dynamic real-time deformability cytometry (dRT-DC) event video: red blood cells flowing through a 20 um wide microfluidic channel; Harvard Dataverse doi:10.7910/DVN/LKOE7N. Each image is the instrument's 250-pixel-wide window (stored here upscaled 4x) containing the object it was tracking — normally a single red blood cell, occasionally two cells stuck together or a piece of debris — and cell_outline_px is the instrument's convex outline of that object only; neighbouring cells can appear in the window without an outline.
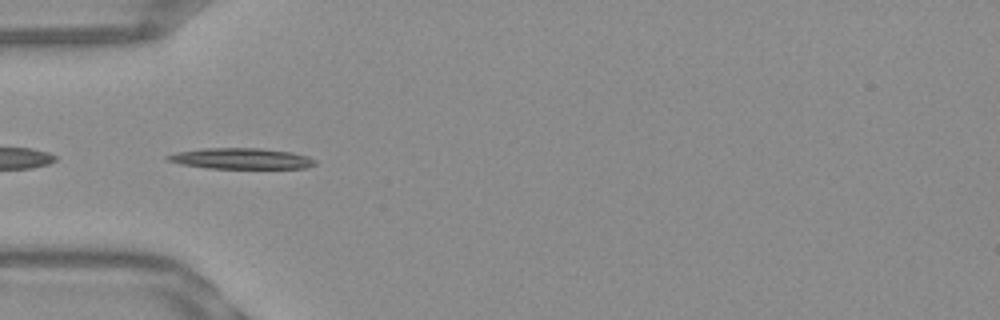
{"species": "Egyptian fruit bat (a non-hibernating species)", "species_latin": "Rousettus aegyptiacus", "temperature_condition": "warm", "stored_images_in_passage": 38, "camera_frame_rate_fps": 3000, "um_per_image_px": 0.085, "frame": {"image": 1, "passage_image": 2, "time_ms": 0.333, "image_size_px": [1000, 320], "cell_outline_px": [[316, 164], [304, 168], [208, 168], [180, 164], [164, 160], [164, 156], [176, 152], [204, 148], [260, 148], [292, 152], [308, 156], [316, 160]], "centroid_in_image_um": [20.45, 13.47], "position_along_channel_um": 64.5, "area_um2": 18.03}}
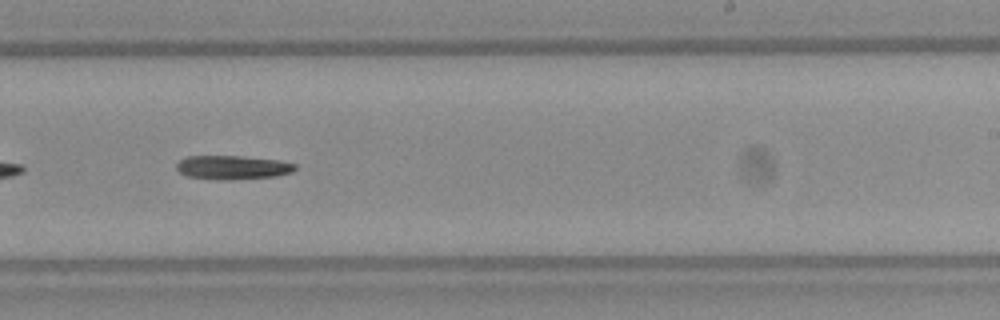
{"frame": {"image": 2, "passage_image": 18, "time_ms": 5.667, "image_size_px": [1000, 320], "cell_outline_px": [[296, 168], [292, 172], [276, 176], [232, 180], [220, 180], [188, 176], [180, 172], [176, 168], [176, 164], [180, 160], [188, 156], [240, 156], [280, 160], [296, 164]], "centroid_in_image_um": [19.79, 14.23], "position_along_channel_um": 269.2, "area_um2": 16.53}}
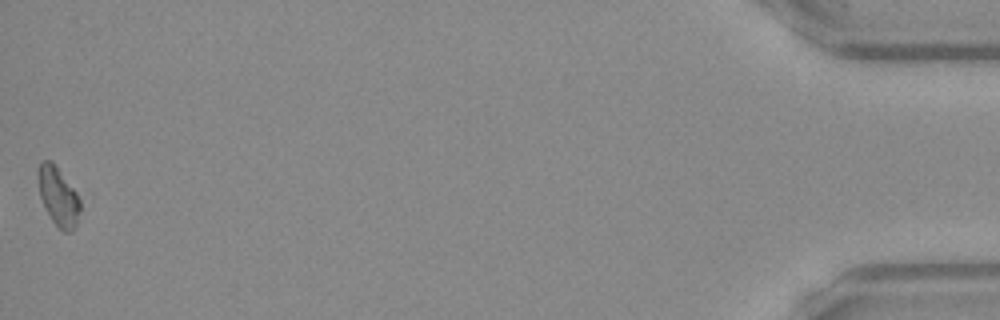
{"frame": {"image": 3, "passage_image": 38, "time_ms": 12.333, "image_size_px": [1000, 320], "cell_outline_px": [[80, 208], [76, 224], [72, 232], [64, 232], [52, 220], [40, 196], [36, 172], [40, 164], [44, 160], [52, 160], [76, 192], [80, 200]], "centroid_in_image_um": [4.94, 16.67], "position_along_channel_um": 430.3, "area_um2": 14.22}, "authors_computed_cell_mechanics": {"area_um2": 16.6753, "velocity_mm_per_s": 3.8476, "shape_relaxation_time_tau1_ms": 8.096, "shape_relaxation_time_tau2_ms": null, "deformation_change_tau1": 0.1734, "deformation_change_tau2": null}}